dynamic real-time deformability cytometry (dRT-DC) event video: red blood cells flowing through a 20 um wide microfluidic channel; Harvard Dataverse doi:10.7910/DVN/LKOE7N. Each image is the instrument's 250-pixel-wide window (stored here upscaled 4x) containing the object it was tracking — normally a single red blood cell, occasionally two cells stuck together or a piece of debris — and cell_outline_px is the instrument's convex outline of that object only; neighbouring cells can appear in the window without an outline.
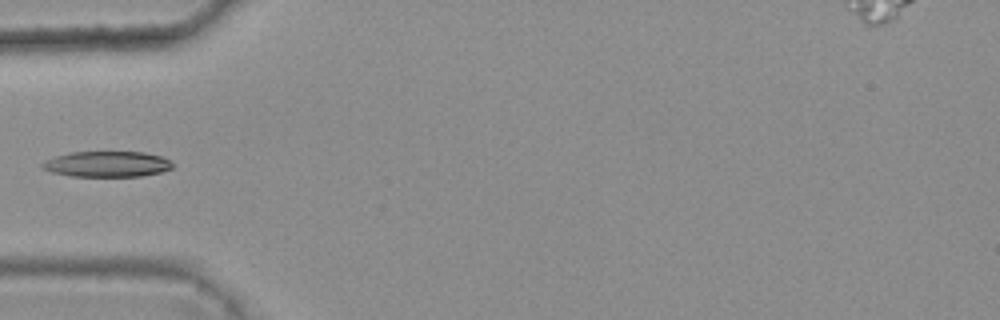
{"species": "common noctule bat (a hibernating species)", "species_latin": "Nyctalus noctula", "temperature_condition": "warm", "stored_images_in_passage": 5, "camera_frame_rate_fps": 3000, "um_per_image_px": 0.085, "animal": {"sex": "female", "body_mass_g": 25.1}, "frame": {"image": 1, "passage_image": 5, "time_ms": 1.333, "image_size_px": [1000, 320], "cell_outline_px": [[172, 168], [160, 172], [140, 176], [72, 176], [52, 172], [40, 168], [40, 164], [44, 160], [68, 152], [144, 152], [160, 156], [172, 160]], "centroid_in_image_um": [9.07, 13.94], "position_along_channel_um": 75.9, "area_um2": 19.54}}